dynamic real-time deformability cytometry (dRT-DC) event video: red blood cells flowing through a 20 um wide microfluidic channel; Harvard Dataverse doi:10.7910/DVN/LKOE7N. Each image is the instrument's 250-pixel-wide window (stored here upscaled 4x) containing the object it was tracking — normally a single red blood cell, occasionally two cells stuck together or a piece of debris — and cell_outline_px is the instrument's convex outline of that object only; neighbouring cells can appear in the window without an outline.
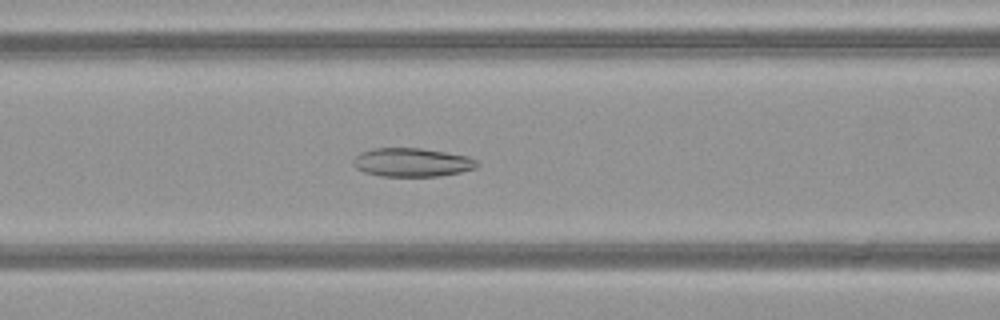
{"species": "common noctule bat (a hibernating species)", "species_latin": "Nyctalus noctula", "temperature_condition": "warm", "stored_images_in_passage": 52, "segment_of_instrument_passage": [1, 2], "camera_frame_rate_fps": 3000, "um_per_image_px": 0.085, "animal": {"sex": "female", "body_mass_g": 21.9}, "frame": {"image": 1, "passage_image": 22, "time_ms": 7.0, "image_size_px": [1000, 320], "cell_outline_px": [[480, 164], [476, 168], [460, 172], [440, 176], [380, 176], [364, 172], [356, 168], [352, 164], [352, 160], [360, 152], [372, 148], [420, 148], [468, 156], [476, 160]], "centroid_in_image_um": [35.0, 13.8], "position_along_channel_um": 131.6, "area_um2": 20.75}}
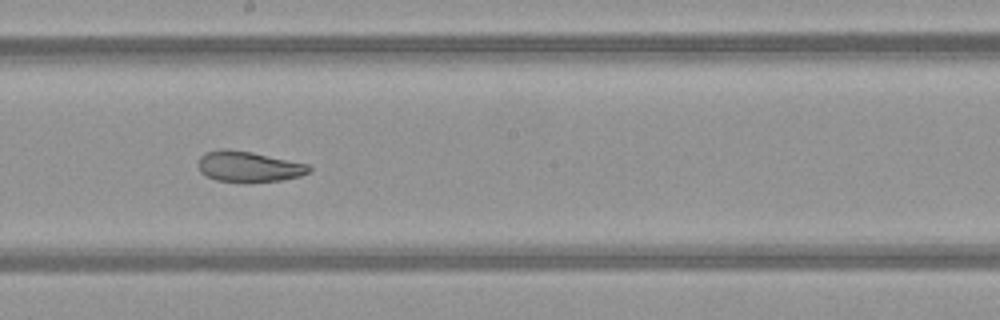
{"frame": {"image": 2, "passage_image": 29, "time_ms": 9.333, "image_size_px": [1000, 320], "cell_outline_px": [[312, 168], [308, 172], [300, 176], [280, 180], [248, 184], [216, 180], [200, 172], [200, 156], [204, 152], [220, 148], [224, 148], [252, 152], [308, 164]], "centroid_in_image_um": [21.13, 14.17], "position_along_channel_um": 227.1, "area_um2": 20.06}}
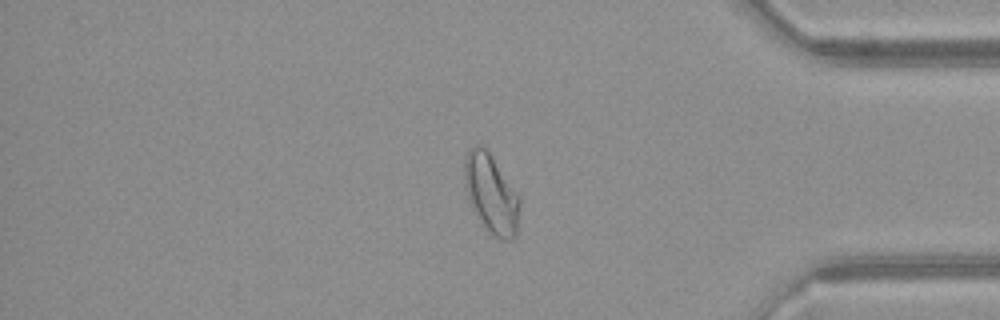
{"frame": {"image": 3, "passage_image": 43, "time_ms": 14.0, "image_size_px": [1000, 320], "cell_outline_px": [[520, 204], [516, 236], [512, 240], [500, 240], [492, 236], [480, 220], [472, 208], [468, 200], [464, 184], [464, 156], [468, 148], [476, 144], [480, 144], [488, 152], [520, 196]], "centroid_in_image_um": [41.73, 16.48], "position_along_channel_um": 393.5, "area_um2": 25.61}}